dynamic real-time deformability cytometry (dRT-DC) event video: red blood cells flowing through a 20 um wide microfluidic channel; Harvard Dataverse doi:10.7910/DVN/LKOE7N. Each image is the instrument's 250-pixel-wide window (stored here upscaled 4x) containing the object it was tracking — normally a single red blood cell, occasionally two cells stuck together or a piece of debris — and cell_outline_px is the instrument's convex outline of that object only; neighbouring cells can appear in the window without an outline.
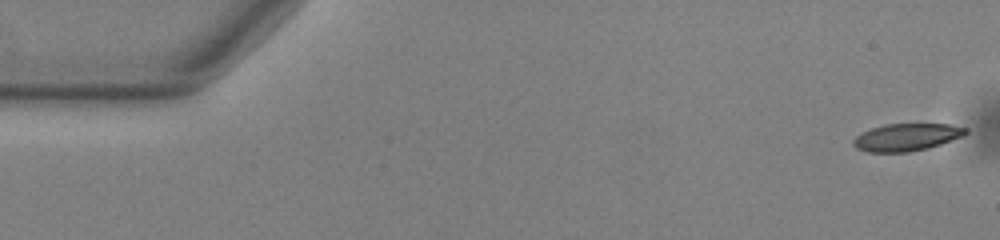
{"species": "common noctule bat (a hibernating species)", "species_latin": "Nyctalus noctula", "temperature_condition": "warm", "stored_images_in_passage": 53, "camera_frame_rate_fps": 3000, "um_per_image_px": 0.085, "animal": {"sex": "male", "body_mass_g": 13.0, "forearm_length_mm": 53.1}, "frame": {"image": 1, "passage_image": 1, "time_ms": 0.0, "image_size_px": [1000, 240], "cell_outline_px": [[968, 132], [964, 136], [928, 148], [908, 152], [868, 152], [856, 148], [852, 144], [852, 140], [856, 136], [872, 128], [884, 124], [948, 124], [968, 128]], "centroid_in_image_um": [77.07, 11.66], "position_along_channel_um": 7.9, "area_um2": 17.92}}
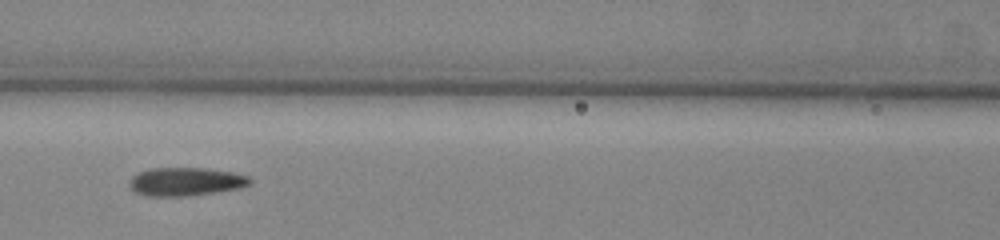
{"frame": {"image": 2, "passage_image": 23, "time_ms": 7.333, "image_size_px": [1000, 240], "cell_outline_px": [[252, 184], [240, 188], [184, 196], [148, 196], [136, 192], [128, 184], [128, 180], [132, 176], [148, 168], [204, 168], [232, 172], [248, 176], [252, 180]], "centroid_in_image_um": [15.77, 15.43], "position_along_channel_um": 150.8, "area_um2": 19.83}}
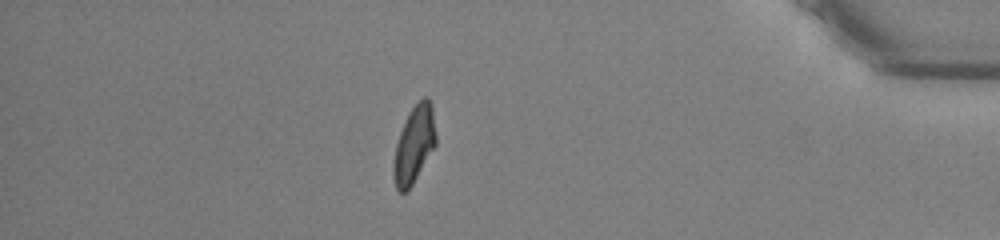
{"frame": {"image": 3, "passage_image": 46, "time_ms": 15.0, "image_size_px": [1000, 240], "cell_outline_px": [[436, 144], [412, 184], [404, 192], [400, 192], [396, 188], [392, 172], [392, 168], [396, 144], [400, 132], [408, 112], [424, 96], [428, 96], [432, 104], [436, 136]], "centroid_in_image_um": [35.2, 12.25], "position_along_channel_um": 400.0, "area_um2": 18.84}, "authors_computed_cell_mechanics": {"area_um2": 19.4208, "velocity_mm_per_s": 3.8314, "shape_relaxation_time_tau1_ms": 5.3621, "shape_relaxation_time_tau2_ms": 1.6684, "deformation_change_tau1": 0.1765, "deformation_change_tau2": 0.0916}}